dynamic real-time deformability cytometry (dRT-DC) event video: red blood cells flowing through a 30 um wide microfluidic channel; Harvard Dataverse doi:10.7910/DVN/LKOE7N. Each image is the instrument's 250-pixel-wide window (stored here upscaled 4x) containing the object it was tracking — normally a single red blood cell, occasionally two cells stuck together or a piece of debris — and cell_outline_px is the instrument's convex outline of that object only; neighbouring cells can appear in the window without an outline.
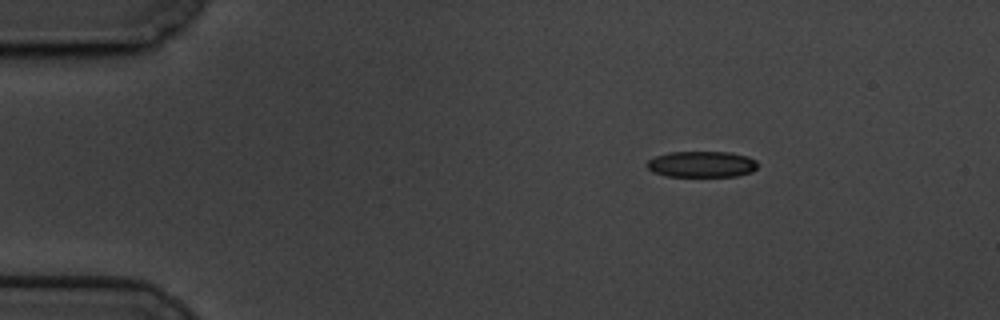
{"species": "common noctule bat (a hibernating species)", "species_latin": "Nyctalus noctula", "temperature_condition": "cold", "stored_images_in_passage": 51, "camera_frame_rate_fps": 3000, "um_per_image_px": 0.085, "animal": {"sex": "male", "body_mass_g": 19.5, "forearm_length_mm": 54.6}, "frame": {"image": 1, "passage_image": 1, "time_ms": 0.0, "image_size_px": [1000, 320], "cell_outline_px": [[756, 168], [752, 172], [736, 176], [668, 176], [652, 172], [648, 168], [648, 160], [656, 156], [668, 152], [728, 152], [748, 156], [756, 160]], "centroid_in_image_um": [59.65, 13.96], "position_along_channel_um": 25.4, "area_um2": 16.76}}
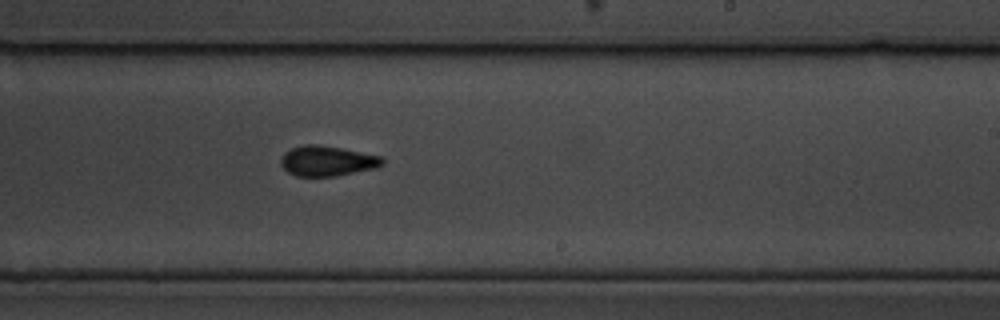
{"frame": {"image": 2, "passage_image": 28, "time_ms": 9.0, "image_size_px": [1000, 320], "cell_outline_px": [[384, 164], [376, 168], [336, 176], [296, 176], [288, 172], [280, 164], [280, 160], [284, 152], [292, 148], [304, 144], [320, 144], [384, 156]], "centroid_in_image_um": [27.83, 13.67], "position_along_channel_um": 261.2, "area_um2": 18.09}}
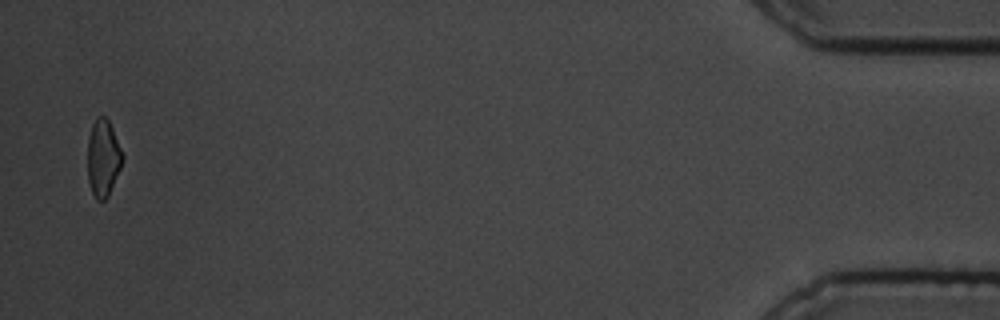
{"frame": {"image": 3, "passage_image": 50, "time_ms": 16.333, "image_size_px": [1000, 320], "cell_outline_px": [[124, 156], [120, 168], [108, 196], [104, 200], [96, 200], [92, 192], [88, 180], [88, 136], [92, 124], [96, 116], [104, 116], [108, 120], [112, 128]], "centroid_in_image_um": [8.75, 13.42], "position_along_channel_um": 426.4, "area_um2": 15.55}, "authors_computed_cell_mechanics": {"area_um2": 17.34, "velocity_mm_per_s": 3.4023, "shape_relaxation_time_tau1_ms": 4.1904, "shape_relaxation_time_tau2_ms": 3.6757, "deformation_change_tau1": 0.1235, "deformation_change_tau2": 0.0972}}